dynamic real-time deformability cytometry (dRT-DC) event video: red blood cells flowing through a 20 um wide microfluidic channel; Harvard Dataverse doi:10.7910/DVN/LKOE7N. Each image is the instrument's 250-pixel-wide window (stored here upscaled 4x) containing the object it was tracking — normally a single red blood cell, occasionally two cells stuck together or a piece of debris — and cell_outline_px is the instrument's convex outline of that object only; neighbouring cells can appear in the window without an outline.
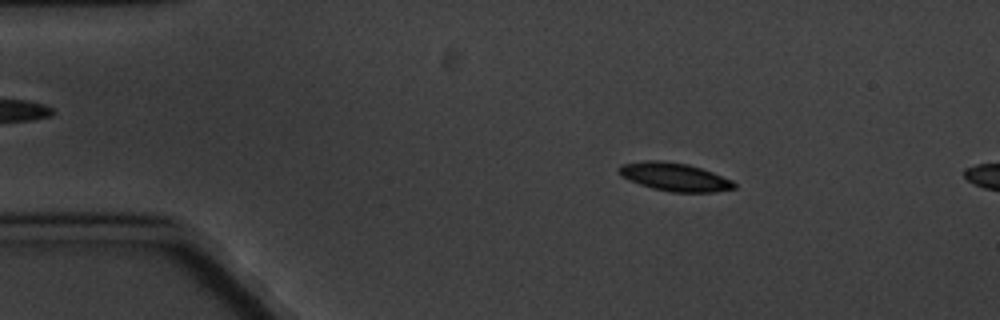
{"species": "common noctule bat (a hibernating species)", "species_latin": "Nyctalus noctula", "temperature_condition": "cold", "stored_images_in_passage": 4, "camera_frame_rate_fps": 3000, "um_per_image_px": 0.085, "animal": {"sex": "male", "body_mass_g": 20.1, "forearm_length_mm": 53.5}, "frame": {"image": 1, "passage_image": 2, "time_ms": 2.0, "image_size_px": [1000, 320], "cell_outline_px": [[736, 188], [716, 192], [672, 192], [652, 188], [628, 180], [620, 176], [616, 168], [620, 164], [648, 160], [660, 160], [688, 164], [712, 172], [732, 180], [736, 184]], "centroid_in_image_um": [57.3, 15.03], "position_along_channel_um": 27.7, "area_um2": 19.07}}